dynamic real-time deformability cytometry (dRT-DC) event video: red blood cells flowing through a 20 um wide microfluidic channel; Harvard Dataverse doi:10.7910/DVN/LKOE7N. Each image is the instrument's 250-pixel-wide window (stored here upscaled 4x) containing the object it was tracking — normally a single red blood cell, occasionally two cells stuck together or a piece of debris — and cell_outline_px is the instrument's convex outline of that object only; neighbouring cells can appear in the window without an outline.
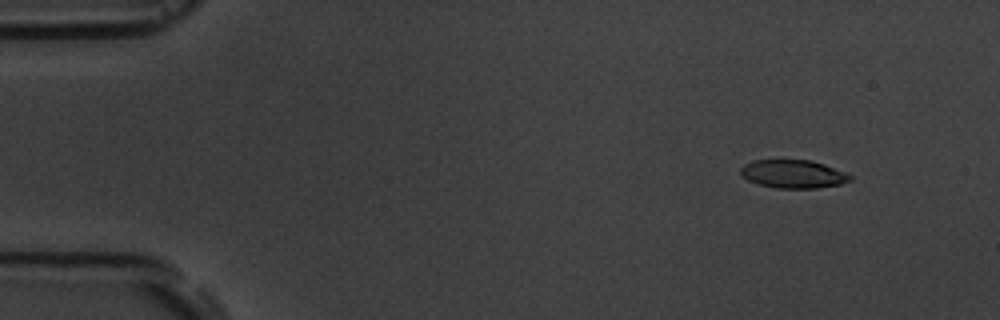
{"species": "common noctule bat (a hibernating species)", "species_latin": "Nyctalus noctula", "temperature_condition": "room temperature", "stored_images_in_passage": 5, "camera_frame_rate_fps": 3000, "um_per_image_px": 0.085, "animal": {"sex": "male", "body_mass_g": 19.5, "forearm_length_mm": 54.6}, "frame": {"image": 1, "passage_image": 2, "time_ms": 1.333, "image_size_px": [1000, 320], "cell_outline_px": [[852, 180], [840, 184], [816, 188], [776, 188], [756, 184], [740, 176], [740, 168], [744, 164], [752, 160], [812, 160], [824, 164], [844, 172], [852, 176]], "centroid_in_image_um": [67.38, 14.79], "position_along_channel_um": 17.6, "area_um2": 18.15}}
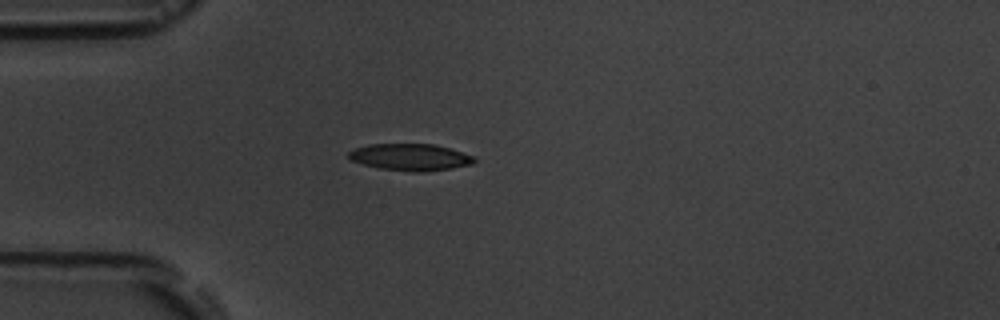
{"frame": {"image": 2, "passage_image": 5, "time_ms": 4.667, "image_size_px": [1000, 320], "cell_outline_px": [[476, 160], [472, 164], [452, 168], [420, 172], [412, 172], [380, 168], [364, 164], [352, 160], [348, 156], [348, 152], [356, 148], [368, 144], [432, 144], [448, 148], [476, 156]], "centroid_in_image_um": [34.9, 13.35], "position_along_channel_um": 50.1, "area_um2": 19.48}}